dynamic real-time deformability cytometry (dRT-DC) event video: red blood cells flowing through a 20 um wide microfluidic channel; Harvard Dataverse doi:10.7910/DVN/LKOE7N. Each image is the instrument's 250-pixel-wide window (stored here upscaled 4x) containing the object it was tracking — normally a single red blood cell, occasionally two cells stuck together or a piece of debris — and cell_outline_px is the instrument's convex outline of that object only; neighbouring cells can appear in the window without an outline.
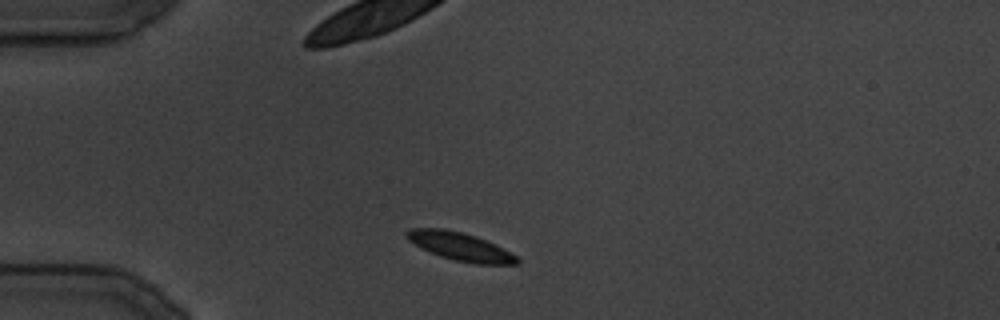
{"species": "common noctule bat (a hibernating species)", "species_latin": "Nyctalus noctula", "temperature_condition": "cold", "stored_images_in_passage": 28, "camera_frame_rate_fps": 3000, "um_per_image_px": 0.085, "animal": {"sex": "male", "body_mass_g": 19.5, "forearm_length_mm": 54.6}, "frame": {"image": 1, "passage_image": 1, "time_ms": 0.0, "image_size_px": [1000, 320], "cell_outline_px": [[520, 264], [476, 264], [456, 260], [440, 256], [408, 240], [404, 236], [404, 232], [408, 228], [444, 228], [464, 232], [496, 244], [516, 256], [520, 260]], "centroid_in_image_um": [39.11, 20.93], "position_along_channel_um": 45.9, "area_um2": 18.03}}
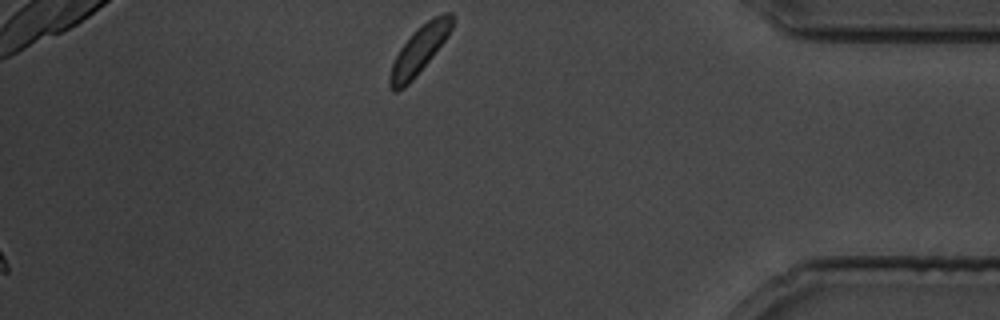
{"frame": {"image": 2, "passage_image": 28, "time_ms": 33.333, "image_size_px": [1000, 320], "cell_outline_px": [[452, 28], [448, 36], [432, 56], [412, 80], [404, 88], [396, 92], [392, 92], [388, 84], [388, 76], [392, 64], [400, 48], [416, 28], [428, 20], [444, 12], [452, 12]], "centroid_in_image_um": [35.6, 4.27], "position_along_channel_um": 399.6, "area_um2": 17.05}}